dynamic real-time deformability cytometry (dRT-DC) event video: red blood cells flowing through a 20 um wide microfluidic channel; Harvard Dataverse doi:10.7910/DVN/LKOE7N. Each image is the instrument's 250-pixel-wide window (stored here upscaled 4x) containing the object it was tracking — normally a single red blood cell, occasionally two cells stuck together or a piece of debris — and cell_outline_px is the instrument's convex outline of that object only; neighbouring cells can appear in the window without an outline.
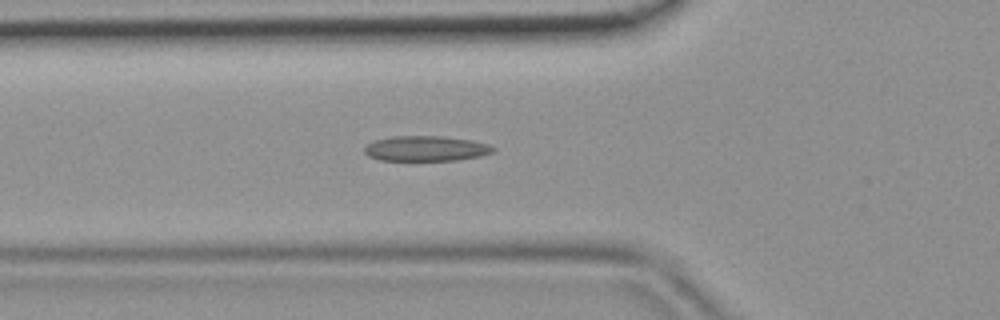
{"species": "common noctule bat (a hibernating species)", "species_latin": "Nyctalus noctula", "temperature_condition": "room temperature", "stored_images_in_passage": 46, "camera_frame_rate_fps": 3000, "um_per_image_px": 0.085, "animal": {"sex": "female", "body_mass_g": 19.9}, "frame": {"image": 1, "passage_image": 16, "time_ms": 5.0, "image_size_px": [1000, 320], "cell_outline_px": [[496, 152], [484, 156], [456, 160], [380, 160], [368, 156], [364, 152], [364, 148], [368, 144], [376, 140], [392, 136], [444, 136], [472, 140], [488, 144], [496, 148]], "centroid_in_image_um": [36.27, 12.62], "position_along_channel_um": 89.5, "area_um2": 19.07}}
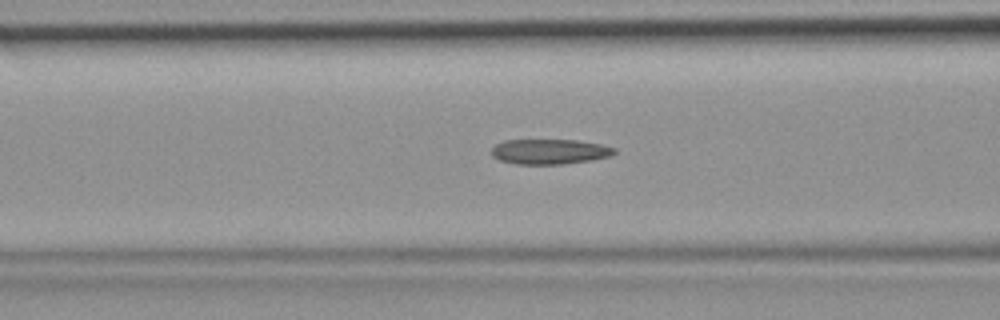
{"frame": {"image": 2, "passage_image": 18, "time_ms": 5.667, "image_size_px": [1000, 320], "cell_outline_px": [[616, 152], [608, 156], [592, 160], [564, 164], [516, 164], [500, 160], [492, 156], [492, 148], [496, 144], [504, 140], [576, 140], [600, 144], [616, 148]], "centroid_in_image_um": [46.71, 12.88], "position_along_channel_um": 119.9, "area_um2": 17.92}}
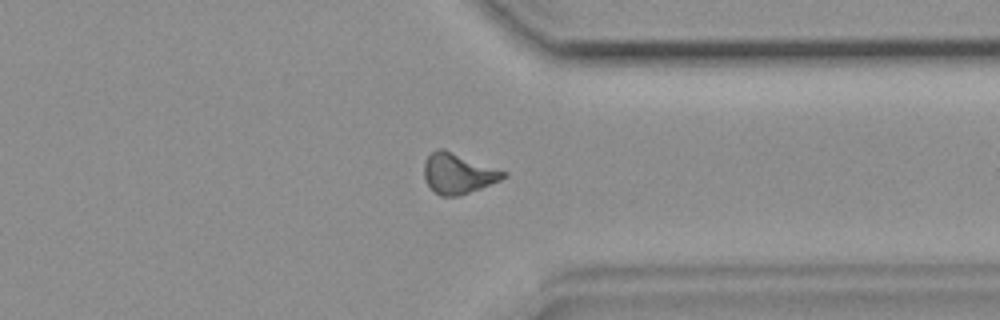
{"frame": {"image": 3, "passage_image": 35, "time_ms": 11.333, "image_size_px": [1000, 320], "cell_outline_px": [[508, 176], [500, 180], [460, 196], [440, 196], [428, 184], [424, 176], [424, 160], [432, 152], [440, 148], [444, 148], [508, 172]], "centroid_in_image_um": [38.95, 14.73], "position_along_channel_um": 372.4, "area_um2": 18.67}}